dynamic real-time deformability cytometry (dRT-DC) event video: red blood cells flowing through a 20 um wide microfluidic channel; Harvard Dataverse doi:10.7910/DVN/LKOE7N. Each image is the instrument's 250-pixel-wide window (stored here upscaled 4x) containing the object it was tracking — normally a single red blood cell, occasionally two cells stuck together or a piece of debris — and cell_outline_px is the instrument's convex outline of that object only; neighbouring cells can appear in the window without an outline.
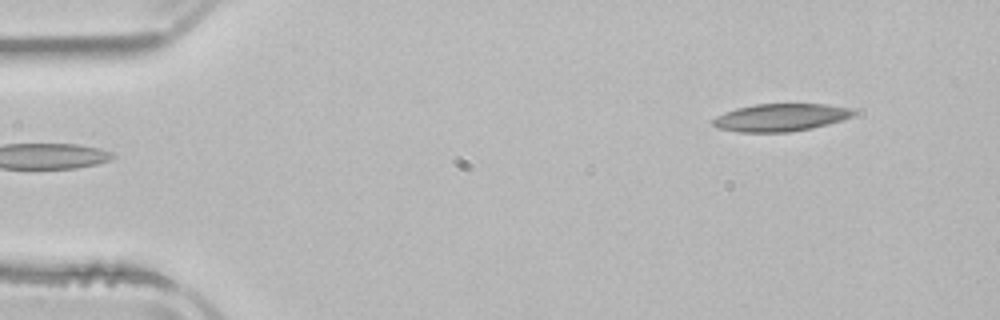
{"species": "common noctule bat (a hibernating species)", "species_latin": "Nyctalus noctula", "temperature_condition": "room temperature", "stored_images_in_passage": 3, "camera_frame_rate_fps": 3000, "um_per_image_px": 0.085, "animal": {"sex": "male", "body_mass_g": 21.5, "forearm_length_mm": 52.0}, "frame": {"image": 1, "passage_image": 3, "time_ms": 3.333, "image_size_px": [1000, 320], "cell_outline_px": [[856, 112], [852, 116], [828, 124], [812, 128], [788, 132], [740, 132], [716, 128], [712, 124], [712, 120], [716, 116], [724, 112], [736, 108], [756, 104], [828, 104], [852, 108]], "centroid_in_image_um": [66.33, 9.98], "position_along_channel_um": 18.7, "area_um2": 22.66}}